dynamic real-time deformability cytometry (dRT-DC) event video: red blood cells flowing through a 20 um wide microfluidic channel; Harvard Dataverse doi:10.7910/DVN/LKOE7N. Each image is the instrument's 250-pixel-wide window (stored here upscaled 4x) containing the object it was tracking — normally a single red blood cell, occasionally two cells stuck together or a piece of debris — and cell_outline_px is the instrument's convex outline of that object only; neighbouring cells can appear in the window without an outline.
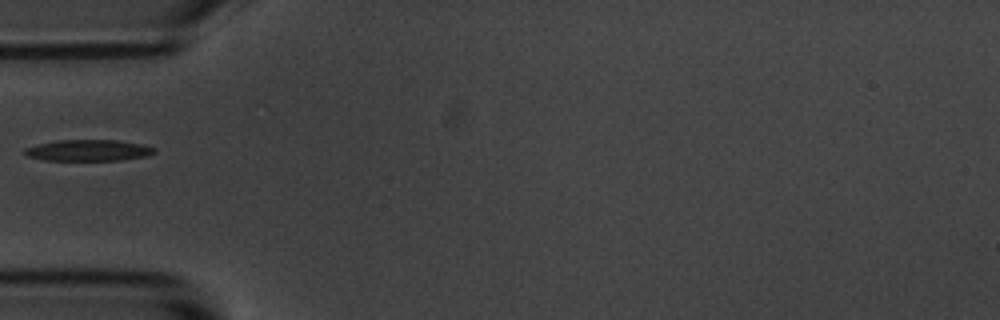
{"species": "common noctule bat (a hibernating species)", "species_latin": "Nyctalus noctula", "temperature_condition": "room temperature", "stored_images_in_passage": 38, "camera_frame_rate_fps": 3000, "um_per_image_px": 0.085, "animal": {"sex": "male", "body_mass_g": 20.1, "forearm_length_mm": 53.5}, "frame": {"image": 1, "passage_image": 1, "time_ms": 0.0, "image_size_px": [1000, 320], "cell_outline_px": [[156, 152], [148, 156], [120, 160], [44, 160], [28, 156], [24, 152], [24, 148], [56, 140], [116, 140], [140, 144], [156, 148]], "centroid_in_image_um": [7.54, 12.78], "position_along_channel_um": 77.5, "area_um2": 15.95}}
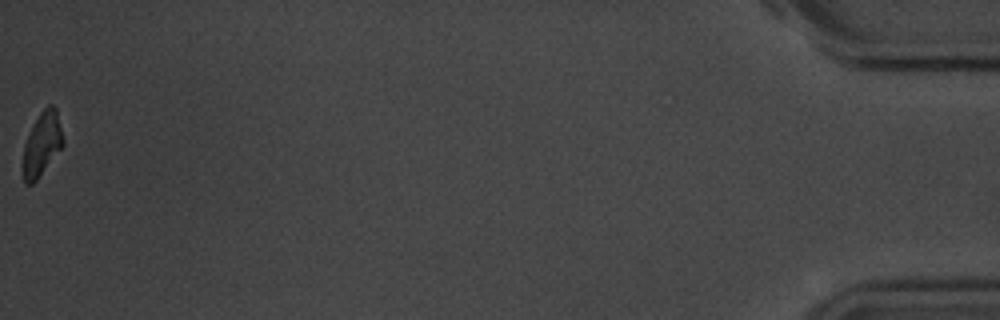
{"frame": {"image": 2, "passage_image": 38, "time_ms": 12.333, "image_size_px": [1000, 320], "cell_outline_px": [[64, 144], [36, 180], [32, 184], [24, 184], [24, 144], [40, 112], [48, 104], [52, 104], [56, 108], [64, 140]], "centroid_in_image_um": [3.59, 12.21], "position_along_channel_um": 431.6, "area_um2": 14.39}}